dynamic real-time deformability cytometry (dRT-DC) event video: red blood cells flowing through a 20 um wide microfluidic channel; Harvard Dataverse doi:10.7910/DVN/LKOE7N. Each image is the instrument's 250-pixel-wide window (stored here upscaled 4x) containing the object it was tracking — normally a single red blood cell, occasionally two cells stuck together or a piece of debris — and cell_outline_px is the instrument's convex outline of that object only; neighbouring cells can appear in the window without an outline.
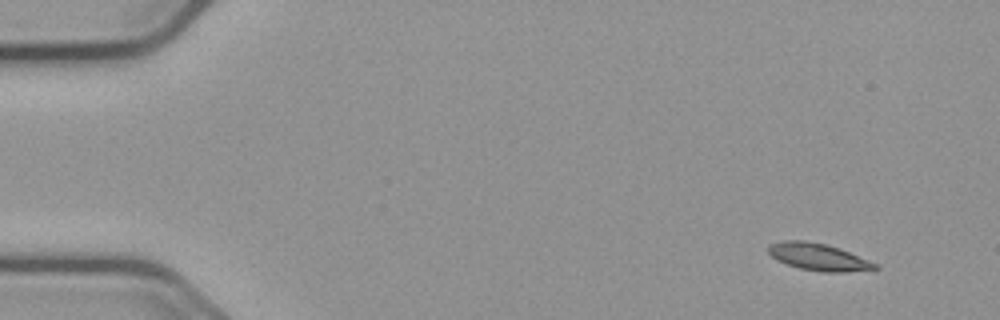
{"species": "common noctule bat (a hibernating species)", "species_latin": "Nyctalus noctula", "temperature_condition": "cold", "stored_images_in_passage": 53, "camera_frame_rate_fps": 3000, "um_per_image_px": 0.085, "animal": {"sex": "male", "body_mass_g": 23.1, "forearm_length_mm": 52.7}, "frame": {"image": 1, "passage_image": 1, "time_ms": 0.0, "image_size_px": [1000, 320], "cell_outline_px": [[880, 268], [844, 272], [824, 272], [800, 268], [788, 264], [772, 256], [768, 252], [768, 244], [784, 240], [804, 240], [824, 244], [840, 248], [876, 264]], "centroid_in_image_um": [69.53, 21.83], "position_along_channel_um": 15.5, "area_um2": 16.47}}
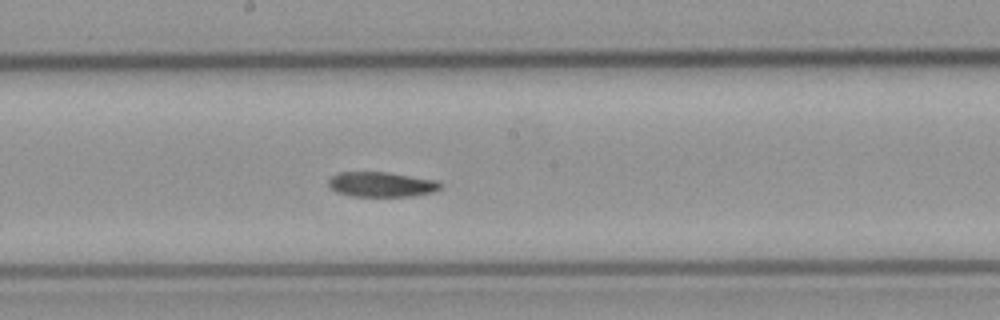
{"frame": {"image": 2, "passage_image": 27, "time_ms": 8.667, "image_size_px": [1000, 320], "cell_outline_px": [[444, 184], [440, 188], [432, 192], [412, 196], [352, 196], [336, 192], [328, 188], [328, 180], [332, 176], [340, 172], [388, 172], [436, 180]], "centroid_in_image_um": [32.4, 15.67], "position_along_channel_um": 215.8, "area_um2": 16.36}}
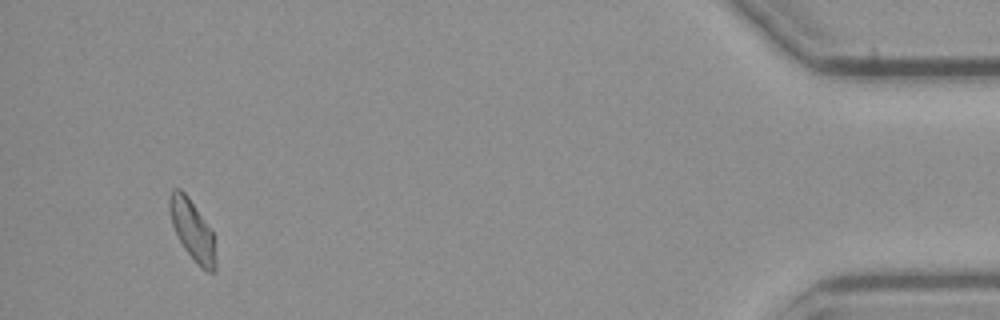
{"frame": {"image": 3, "passage_image": 50, "time_ms": 16.333, "image_size_px": [1000, 320], "cell_outline_px": [[216, 272], [208, 272], [200, 268], [196, 264], [184, 248], [172, 224], [168, 212], [168, 196], [172, 188], [180, 188], [188, 196], [212, 232], [216, 260]], "centroid_in_image_um": [16.32, 19.56], "position_along_channel_um": 418.9, "area_um2": 16.24}}